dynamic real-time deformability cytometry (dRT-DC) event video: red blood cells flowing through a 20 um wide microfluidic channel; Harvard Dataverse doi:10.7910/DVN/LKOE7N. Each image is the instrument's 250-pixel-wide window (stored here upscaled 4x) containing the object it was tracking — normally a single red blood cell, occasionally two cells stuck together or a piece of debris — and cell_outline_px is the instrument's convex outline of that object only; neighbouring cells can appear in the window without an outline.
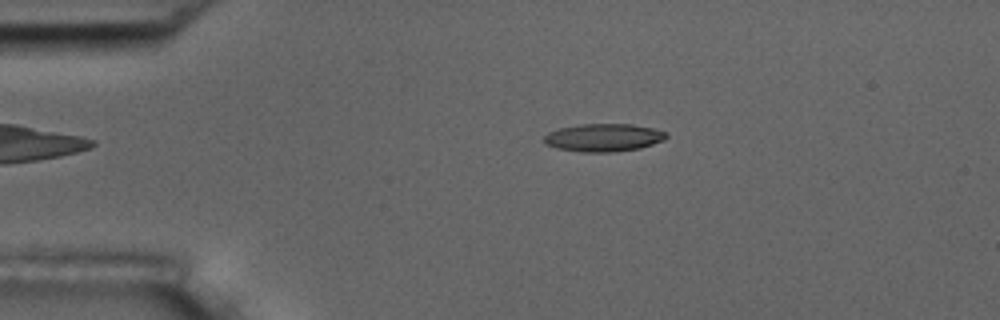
{"species": "common noctule bat (a hibernating species)", "species_latin": "Nyctalus noctula", "temperature_condition": "room temperature", "stored_images_in_passage": 5, "camera_frame_rate_fps": 3000, "um_per_image_px": 0.085, "animal": {"sex": "male", "body_mass_g": 17.5, "forearm_length_mm": 52.3}, "frame": {"image": 1, "passage_image": 3, "time_ms": 2.333, "image_size_px": [1000, 320], "cell_outline_px": [[668, 136], [664, 140], [640, 148], [612, 152], [580, 152], [556, 148], [544, 144], [544, 136], [548, 132], [560, 128], [580, 124], [632, 124], [652, 128], [668, 132]], "centroid_in_image_um": [51.3, 11.69], "position_along_channel_um": 33.7, "area_um2": 19.94}}
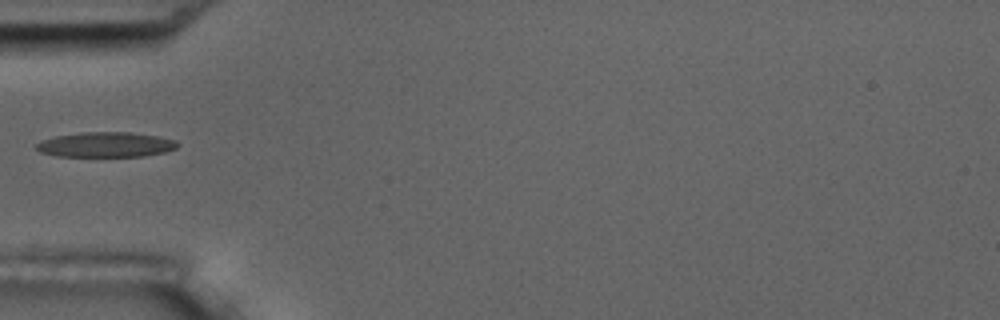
{"frame": {"image": 2, "passage_image": 5, "time_ms": 4.667, "image_size_px": [1000, 320], "cell_outline_px": [[180, 144], [176, 148], [164, 152], [144, 156], [56, 156], [40, 152], [36, 148], [36, 144], [44, 140], [56, 136], [80, 132], [128, 132], [156, 136], [176, 140]], "centroid_in_image_um": [9.0, 12.29], "position_along_channel_um": 76.0, "area_um2": 20.46}}